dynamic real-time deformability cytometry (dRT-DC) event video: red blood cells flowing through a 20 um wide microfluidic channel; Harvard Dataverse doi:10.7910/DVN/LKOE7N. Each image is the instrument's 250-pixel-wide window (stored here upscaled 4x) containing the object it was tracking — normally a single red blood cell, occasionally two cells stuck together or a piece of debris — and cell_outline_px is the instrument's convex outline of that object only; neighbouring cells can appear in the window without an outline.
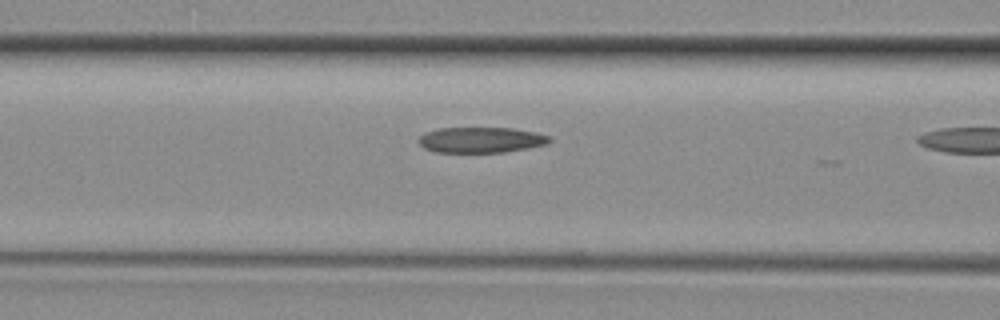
{"species": "common noctule bat (a hibernating species)", "species_latin": "Nyctalus noctula", "temperature_condition": "room temperature", "stored_images_in_passage": 6, "camera_frame_rate_fps": 3000, "um_per_image_px": 0.085, "animal": {"sex": "female", "body_mass_g": 29.2, "forearm_length_mm": 56.3}, "frame": {"image": 1, "passage_image": 5, "time_ms": 1.333, "image_size_px": [1000, 320], "cell_outline_px": [[552, 140], [548, 144], [528, 148], [504, 152], [436, 152], [424, 148], [420, 144], [420, 136], [424, 132], [440, 128], [512, 128], [536, 132], [548, 136]], "centroid_in_image_um": [40.9, 11.89], "position_along_channel_um": 125.7, "area_um2": 19.48}}